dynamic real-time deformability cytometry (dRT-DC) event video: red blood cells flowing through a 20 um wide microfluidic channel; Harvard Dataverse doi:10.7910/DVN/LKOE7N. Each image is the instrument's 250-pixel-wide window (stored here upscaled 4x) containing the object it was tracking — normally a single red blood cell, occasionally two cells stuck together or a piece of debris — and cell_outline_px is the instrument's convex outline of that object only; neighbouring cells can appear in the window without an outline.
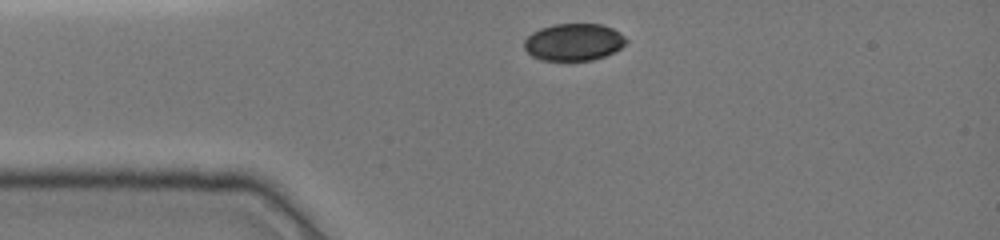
{"species": "common noctule bat (a hibernating species)", "species_latin": "Nyctalus noctula", "temperature_condition": "cold", "stored_images_in_passage": 2, "camera_frame_rate_fps": 3000, "um_per_image_px": 0.085, "animal": {"sex": "female", "body_mass_g": 19.0, "forearm_length_mm": 51.5}, "frame": {"image": 1, "passage_image": 2, "time_ms": 0.333, "image_size_px": [1000, 240], "cell_outline_px": [[628, 40], [620, 48], [604, 56], [592, 60], [540, 60], [532, 56], [524, 48], [524, 40], [532, 32], [540, 28], [556, 24], [600, 24], [612, 28], [620, 32]], "centroid_in_image_um": [48.75, 3.57], "position_along_channel_um": 36.3, "area_um2": 21.96}}